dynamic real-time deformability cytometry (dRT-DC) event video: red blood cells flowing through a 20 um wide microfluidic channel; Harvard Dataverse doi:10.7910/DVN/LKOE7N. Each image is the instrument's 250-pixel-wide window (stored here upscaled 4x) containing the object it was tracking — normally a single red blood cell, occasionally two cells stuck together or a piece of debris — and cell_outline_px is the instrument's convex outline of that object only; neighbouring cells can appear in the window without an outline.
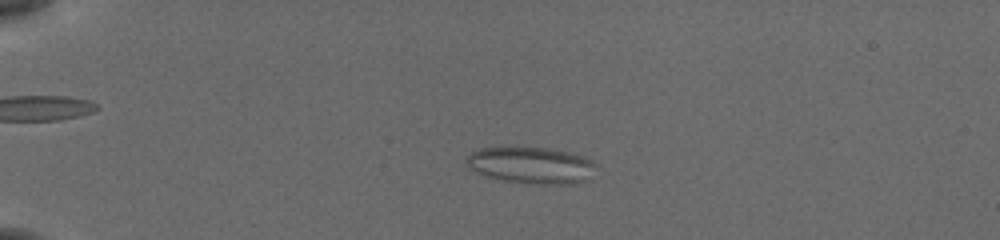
{"species": "common noctule bat (a hibernating species)", "species_latin": "Nyctalus noctula", "temperature_condition": "cold", "stored_images_in_passage": 55, "camera_frame_rate_fps": 3000, "um_per_image_px": 0.085, "animal": {"sex": "female", "body_mass_g": 19.5, "forearm_length_mm": 54.1}, "frame": {"image": 1, "passage_image": 14, "time_ms": 4.333, "image_size_px": [1000, 240], "cell_outline_px": [[596, 164], [584, 180], [572, 184], [540, 184], [504, 180], [488, 176], [468, 168], [468, 156], [472, 152], [480, 148], [548, 148], [568, 152], [592, 160]], "centroid_in_image_um": [45.14, 14.04], "position_along_channel_um": 39.9, "area_um2": 26.76}}
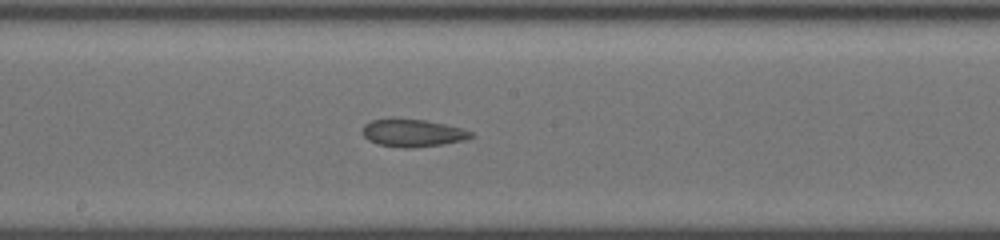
{"frame": {"image": 2, "passage_image": 32, "time_ms": 10.333, "image_size_px": [1000, 240], "cell_outline_px": [[476, 136], [464, 140], [444, 144], [412, 148], [404, 148], [380, 144], [368, 140], [360, 132], [364, 124], [372, 120], [392, 116], [424, 120], [464, 128], [472, 132]], "centroid_in_image_um": [35.06, 11.27], "position_along_channel_um": 213.1, "area_um2": 17.98}}
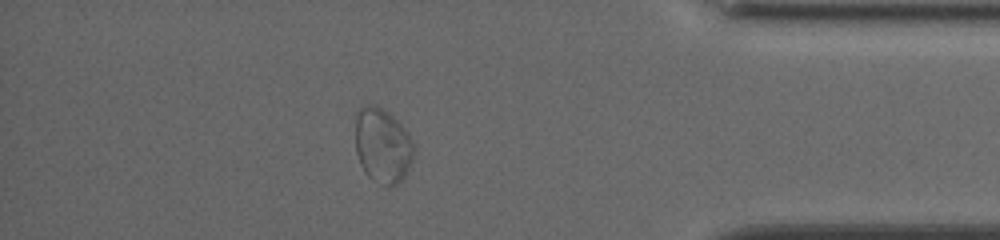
{"frame": {"image": 3, "passage_image": 49, "time_ms": 16.0, "image_size_px": [1000, 240], "cell_outline_px": [[412, 160], [404, 176], [396, 184], [388, 188], [372, 180], [368, 176], [360, 164], [356, 152], [356, 116], [360, 108], [364, 104], [372, 104], [380, 108], [392, 116], [408, 132], [412, 140]], "centroid_in_image_um": [32.49, 12.39], "position_along_channel_um": 402.7, "area_um2": 25.26}, "authors_computed_cell_mechanics": {"area_um2": 25.0274, "velocity_mm_per_s": 3.8062, "shape_relaxation_time_tau1_ms": null, "shape_relaxation_time_tau2_ms": 1.7449, "deformation_change_tau1": null, "deformation_change_tau2": 0.0669}}